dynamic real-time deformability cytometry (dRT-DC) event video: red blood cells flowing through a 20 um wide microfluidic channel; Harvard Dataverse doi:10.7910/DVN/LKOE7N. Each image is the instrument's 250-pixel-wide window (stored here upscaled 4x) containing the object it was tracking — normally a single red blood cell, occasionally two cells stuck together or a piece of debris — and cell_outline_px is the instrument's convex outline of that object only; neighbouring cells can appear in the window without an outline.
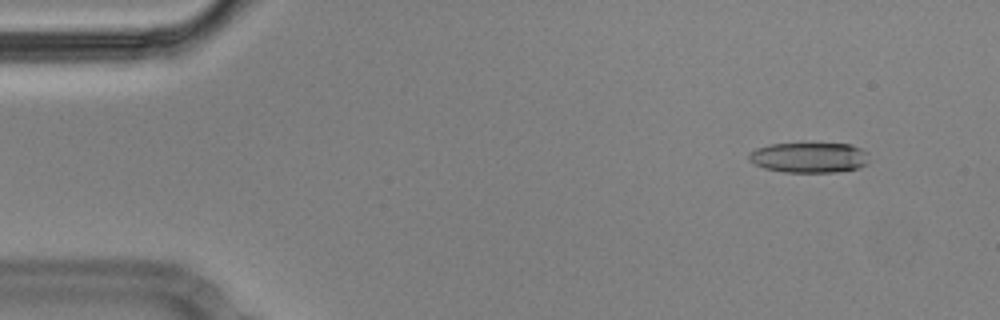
{"species": "Egyptian fruit bat (a non-hibernating species)", "species_latin": "Rousettus aegyptiacus", "temperature_condition": "cold", "stored_images_in_passage": 56, "camera_frame_rate_fps": 3000, "um_per_image_px": 0.085, "animal": {"sex": "male"}, "frame": {"image": 1, "passage_image": 5, "time_ms": 1.333, "image_size_px": [1000, 320], "cell_outline_px": [[868, 164], [860, 168], [836, 172], [784, 172], [764, 168], [752, 164], [748, 160], [748, 152], [756, 148], [768, 144], [852, 144], [868, 152]], "centroid_in_image_um": [68.77, 13.39], "position_along_channel_um": 16.2, "area_um2": 21.5}}
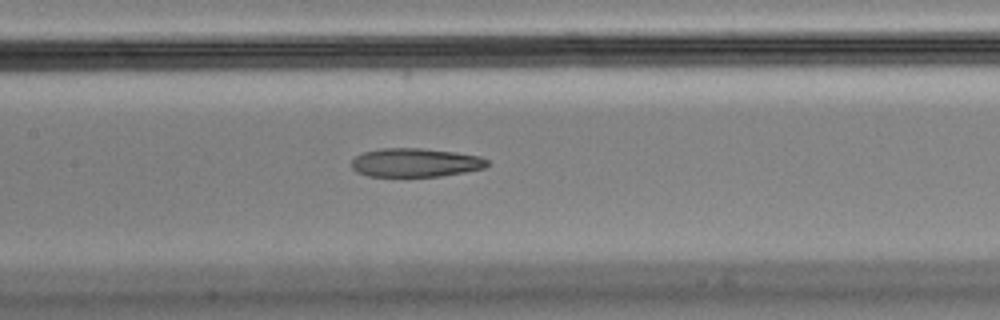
{"frame": {"image": 2, "passage_image": 26, "time_ms": 8.333, "image_size_px": [1000, 320], "cell_outline_px": [[488, 164], [484, 168], [464, 172], [440, 176], [368, 176], [356, 172], [352, 168], [352, 160], [356, 156], [364, 152], [380, 148], [424, 148], [456, 152], [480, 156], [488, 160]], "centroid_in_image_um": [35.3, 13.81], "position_along_channel_um": 172.1, "area_um2": 22.72}}
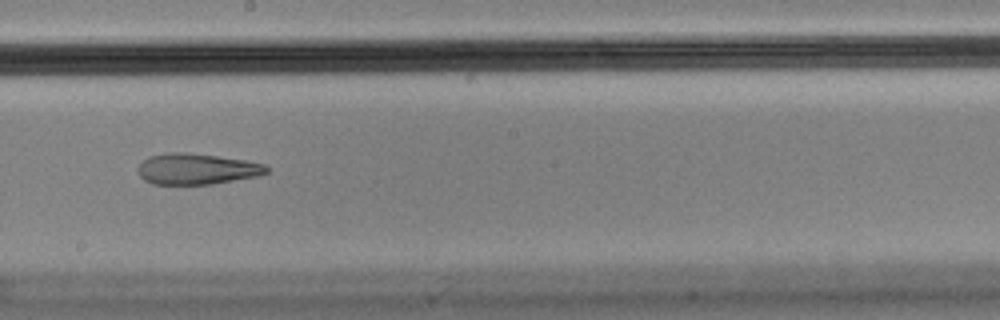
{"frame": {"image": 3, "passage_image": 31, "time_ms": 10.0, "image_size_px": [1000, 320], "cell_outline_px": [[268, 172], [260, 176], [212, 184], [152, 184], [144, 180], [136, 172], [136, 168], [148, 156], [168, 152], [188, 152], [244, 160], [264, 164], [268, 168]], "centroid_in_image_um": [16.69, 14.36], "position_along_channel_um": 231.5, "area_um2": 23.35}, "authors_computed_cell_mechanics": {"area_um2": 23.9581, "velocity_mm_per_s": 3.5706, "shape_relaxation_time_tau1_ms": null, "shape_relaxation_time_tau2_ms": 3.7788, "deformation_change_tau1": null, "deformation_change_tau2": 0.1368}}